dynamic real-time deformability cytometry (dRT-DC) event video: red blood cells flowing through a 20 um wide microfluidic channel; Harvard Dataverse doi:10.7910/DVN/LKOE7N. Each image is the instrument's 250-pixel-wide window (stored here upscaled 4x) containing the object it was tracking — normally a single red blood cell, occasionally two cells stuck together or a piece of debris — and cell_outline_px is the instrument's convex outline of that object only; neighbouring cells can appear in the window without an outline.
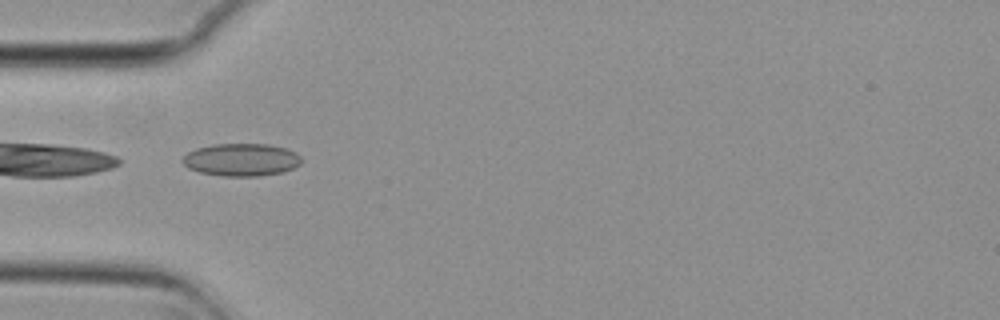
{"species": "common noctule bat (a hibernating species)", "species_latin": "Nyctalus noctula", "temperature_condition": "cold", "stored_images_in_passage": 31, "camera_frame_rate_fps": 3000, "um_per_image_px": 0.085, "animal": {"sex": "female", "body_mass_g": 29.2, "forearm_length_mm": 56.3}, "frame": {"image": 1, "passage_image": 1, "time_ms": 0.0, "image_size_px": [1000, 320], "cell_outline_px": [[300, 164], [292, 168], [280, 172], [256, 176], [224, 176], [200, 172], [188, 168], [180, 160], [188, 152], [196, 148], [212, 144], [268, 144], [288, 148], [296, 152], [300, 156]], "centroid_in_image_um": [20.49, 13.56], "position_along_channel_um": 64.5, "area_um2": 22.54}}
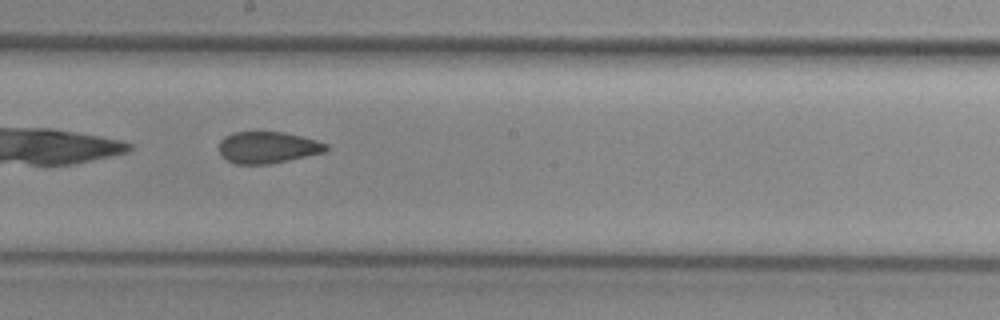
{"frame": {"image": 2, "passage_image": 14, "time_ms": 4.333, "image_size_px": [1000, 320], "cell_outline_px": [[328, 148], [324, 152], [288, 160], [268, 164], [236, 164], [228, 160], [220, 152], [220, 140], [224, 136], [232, 132], [284, 132], [316, 140], [328, 144]], "centroid_in_image_um": [22.75, 12.52], "position_along_channel_um": 225.4, "area_um2": 19.54}}
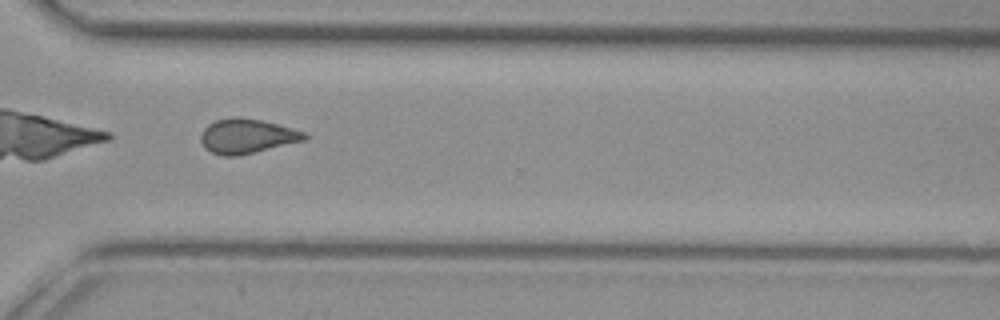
{"frame": {"image": 3, "passage_image": 24, "time_ms": 7.667, "image_size_px": [1000, 320], "cell_outline_px": [[308, 140], [240, 156], [224, 156], [212, 152], [204, 148], [200, 140], [200, 136], [204, 128], [208, 124], [216, 120], [232, 116], [240, 116], [260, 120], [308, 132]], "centroid_in_image_um": [21.02, 11.58], "position_along_channel_um": 349.6, "area_um2": 21.33}, "authors_computed_cell_mechanics": {"area_um2": 20.519, "velocity_mm_per_s": 3.7282, "shape_relaxation_time_tau1_ms": null, "shape_relaxation_time_tau2_ms": 2.383, "deformation_change_tau1": null, "deformation_change_tau2": 0.0809}}